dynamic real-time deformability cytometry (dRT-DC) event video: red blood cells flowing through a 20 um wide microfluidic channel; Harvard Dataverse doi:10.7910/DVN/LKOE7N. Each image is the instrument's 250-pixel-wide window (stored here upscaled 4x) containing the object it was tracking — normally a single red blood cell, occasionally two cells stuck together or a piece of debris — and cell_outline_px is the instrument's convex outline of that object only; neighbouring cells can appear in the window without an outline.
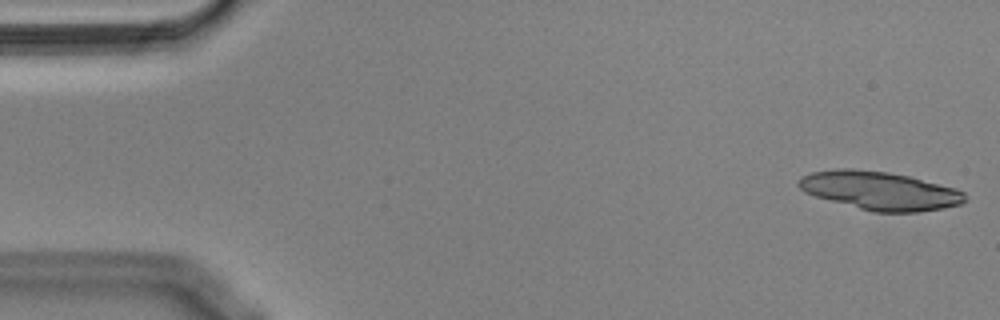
{"species": "Egyptian fruit bat (a non-hibernating species)", "species_latin": "Rousettus aegyptiacus", "temperature_condition": "cold", "stored_images_in_passage": 32, "segment_of_instrument_passage": [1, 2], "camera_frame_rate_fps": 3000, "um_per_image_px": 0.085, "animal": {"sex": "male"}, "frame": {"image": 1, "passage_image": 1, "time_ms": 0.0, "image_size_px": [1000, 320], "cell_outline_px": [[968, 200], [960, 204], [944, 208], [920, 212], [872, 212], [816, 196], [804, 192], [796, 184], [796, 180], [800, 176], [812, 172], [836, 168], [852, 168], [888, 172], [908, 176], [956, 188], [964, 192]], "centroid_in_image_um": [74.77, 16.2], "position_along_channel_um": 10.2, "area_um2": 37.4}}